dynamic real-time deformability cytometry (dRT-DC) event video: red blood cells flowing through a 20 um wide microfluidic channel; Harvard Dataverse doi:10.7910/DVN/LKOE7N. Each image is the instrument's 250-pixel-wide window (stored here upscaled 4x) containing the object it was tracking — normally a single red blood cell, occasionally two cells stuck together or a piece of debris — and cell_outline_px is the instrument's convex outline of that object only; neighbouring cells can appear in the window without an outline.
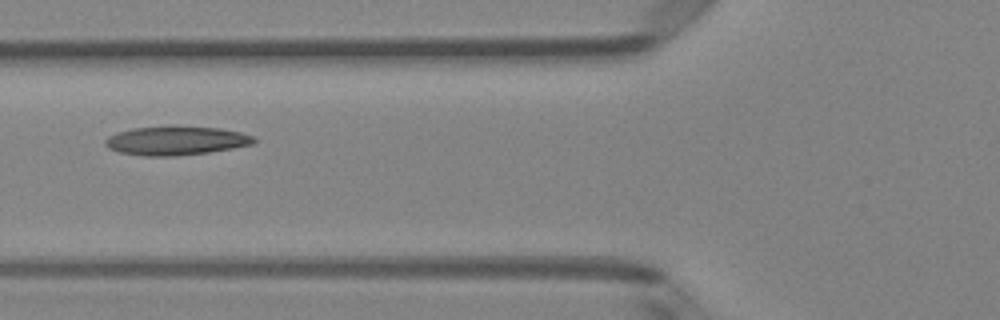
{"species": "Egyptian fruit bat (a non-hibernating species)", "species_latin": "Rousettus aegyptiacus", "temperature_condition": "room temperature", "stored_images_in_passage": 5, "camera_frame_rate_fps": 3000, "um_per_image_px": 0.085, "animal": {"sex": "female"}, "frame": {"image": 1, "passage_image": 5, "time_ms": 1.333, "image_size_px": [1000, 320], "cell_outline_px": [[256, 140], [252, 144], [232, 148], [208, 152], [176, 156], [144, 156], [120, 152], [108, 148], [104, 144], [104, 140], [108, 136], [132, 128], [172, 124], [220, 128], [240, 132], [252, 136]], "centroid_in_image_um": [14.93, 11.93], "position_along_channel_um": 110.9, "area_um2": 25.43}}